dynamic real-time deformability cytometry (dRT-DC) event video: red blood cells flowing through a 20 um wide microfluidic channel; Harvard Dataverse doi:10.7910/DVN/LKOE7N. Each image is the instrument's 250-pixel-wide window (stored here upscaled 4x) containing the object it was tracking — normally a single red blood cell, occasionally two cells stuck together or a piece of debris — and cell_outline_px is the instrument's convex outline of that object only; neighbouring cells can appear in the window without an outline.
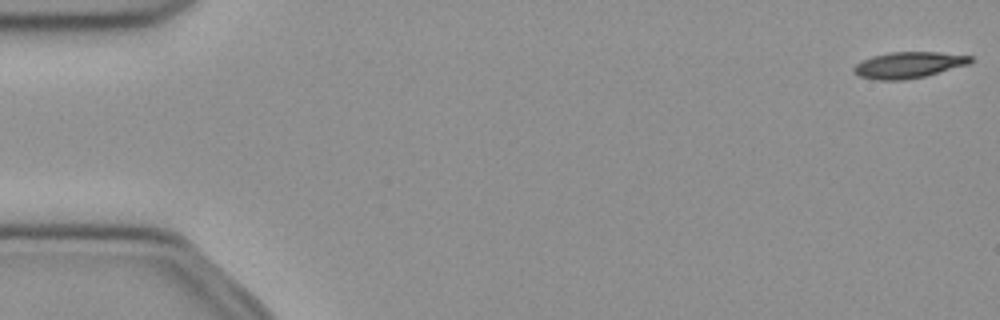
{"species": "common noctule bat (a hibernating species)", "species_latin": "Nyctalus noctula", "temperature_condition": "cold", "stored_images_in_passage": 51, "camera_frame_rate_fps": 3000, "um_per_image_px": 0.085, "animal": {"sex": "female", "body_mass_g": 21.9}, "frame": {"image": 1, "passage_image": 1, "time_ms": 0.0, "image_size_px": [1000, 320], "cell_outline_px": [[972, 60], [968, 64], [924, 76], [904, 80], [876, 80], [860, 76], [852, 72], [852, 68], [856, 64], [872, 56], [888, 52], [940, 52], [972, 56]], "centroid_in_image_um": [77.19, 5.52], "position_along_channel_um": 7.8, "area_um2": 17.69}}
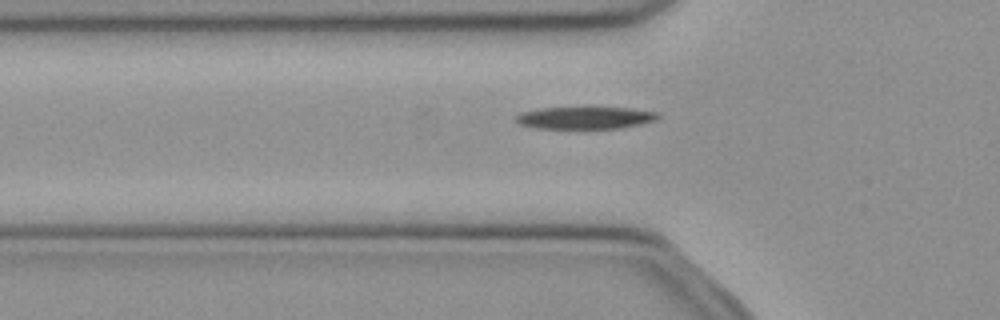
{"frame": {"image": 2, "passage_image": 17, "time_ms": 5.333, "image_size_px": [1000, 320], "cell_outline_px": [[660, 116], [656, 120], [640, 124], [620, 128], [536, 128], [516, 124], [516, 116], [520, 112], [540, 108], [632, 108], [660, 112]], "centroid_in_image_um": [49.74, 10.01], "position_along_channel_um": 76.1, "area_um2": 18.38}}
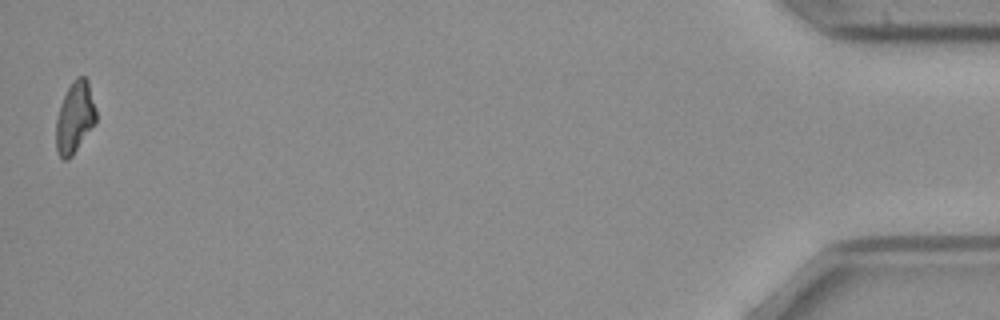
{"frame": {"image": 3, "passage_image": 51, "time_ms": 16.667, "image_size_px": [1000, 320], "cell_outline_px": [[96, 124], [72, 156], [68, 160], [64, 160], [56, 152], [56, 120], [64, 96], [72, 80], [76, 76], [84, 76], [88, 80], [96, 112]], "centroid_in_image_um": [6.37, 10.01], "position_along_channel_um": 428.8, "area_um2": 16.7}, "authors_computed_cell_mechanics": {"area_um2": 18.3804, "velocity_mm_per_s": 3.9766, "shape_relaxation_time_tau1_ms": 3.024, "shape_relaxation_time_tau2_ms": null, "deformation_change_tau1": 0.1509, "deformation_change_tau2": null}}